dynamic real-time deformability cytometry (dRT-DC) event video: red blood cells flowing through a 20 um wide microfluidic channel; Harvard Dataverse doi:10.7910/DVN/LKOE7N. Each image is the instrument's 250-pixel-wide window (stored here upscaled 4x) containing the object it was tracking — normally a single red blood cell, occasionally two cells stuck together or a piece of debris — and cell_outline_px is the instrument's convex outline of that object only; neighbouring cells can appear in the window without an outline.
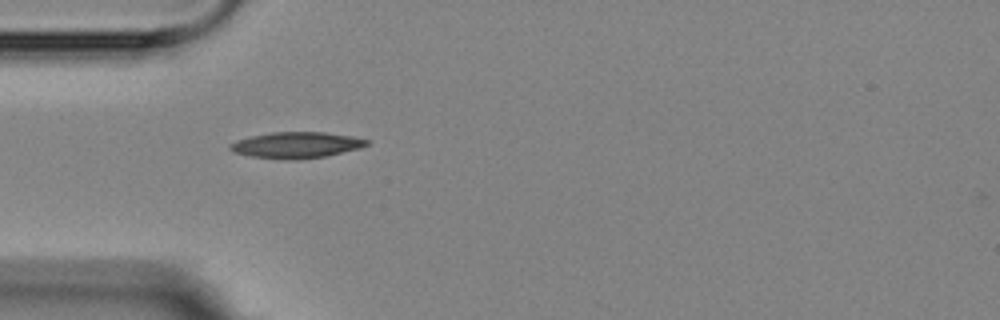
{"species": "Egyptian fruit bat (a non-hibernating species)", "species_latin": "Rousettus aegyptiacus", "temperature_condition": "room temperature", "stored_images_in_passage": 2, "camera_frame_rate_fps": 3000, "um_per_image_px": 0.085, "animal": {"sex": "female"}, "frame": {"image": 1, "passage_image": 1, "time_ms": 0.0, "image_size_px": [1000, 320], "cell_outline_px": [[368, 144], [360, 148], [324, 156], [296, 160], [284, 160], [252, 156], [236, 152], [228, 148], [236, 140], [252, 136], [272, 132], [324, 132], [352, 136], [368, 140]], "centroid_in_image_um": [25.2, 12.33], "position_along_channel_um": 59.8, "area_um2": 20.52}}
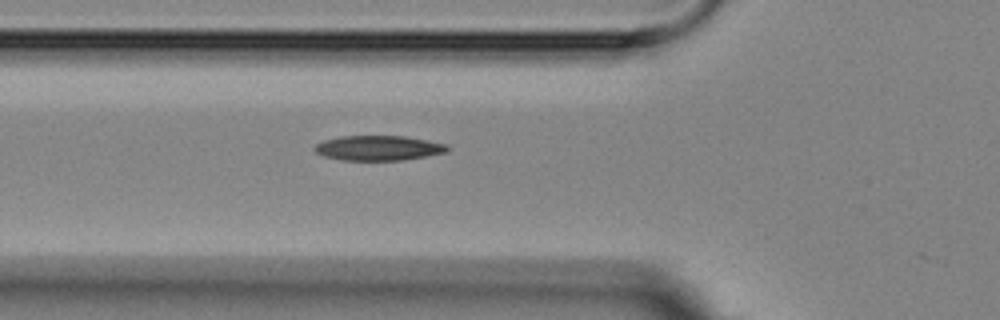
{"frame": {"image": 2, "passage_image": 2, "time_ms": 1.0, "image_size_px": [1000, 320], "cell_outline_px": [[448, 152], [400, 160], [340, 160], [324, 156], [316, 152], [312, 148], [316, 144], [324, 140], [340, 136], [404, 136], [444, 144], [448, 148]], "centroid_in_image_um": [32.09, 12.58], "position_along_channel_um": 93.7, "area_um2": 19.02}}